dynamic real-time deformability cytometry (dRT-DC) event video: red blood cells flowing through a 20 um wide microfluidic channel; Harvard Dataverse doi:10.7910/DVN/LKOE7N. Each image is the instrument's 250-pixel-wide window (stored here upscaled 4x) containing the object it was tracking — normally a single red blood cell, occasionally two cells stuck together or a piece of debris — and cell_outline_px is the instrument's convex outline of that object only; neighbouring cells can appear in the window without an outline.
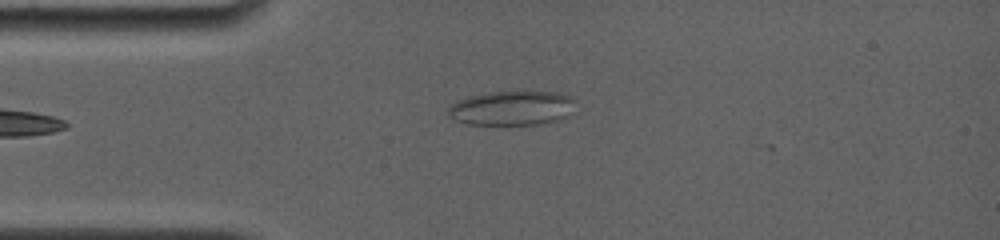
{"species": "common noctule bat (a hibernating species)", "species_latin": "Nyctalus noctula", "temperature_condition": "room temperature", "stored_images_in_passage": 4, "camera_frame_rate_fps": 4000, "um_per_image_px": 0.085, "animal": {"sex": "female", "body_mass_g": 19.0, "forearm_length_mm": 56.7}, "frame": {"image": 1, "passage_image": 3, "time_ms": 2.25, "image_size_px": [1000, 240], "cell_outline_px": [[576, 100], [568, 116], [548, 124], [464, 124], [444, 116], [448, 108], [456, 100], [488, 92], [520, 88], [556, 92], [572, 96]], "centroid_in_image_um": [43.51, 9.14], "position_along_channel_um": 41.5, "area_um2": 26.82}}